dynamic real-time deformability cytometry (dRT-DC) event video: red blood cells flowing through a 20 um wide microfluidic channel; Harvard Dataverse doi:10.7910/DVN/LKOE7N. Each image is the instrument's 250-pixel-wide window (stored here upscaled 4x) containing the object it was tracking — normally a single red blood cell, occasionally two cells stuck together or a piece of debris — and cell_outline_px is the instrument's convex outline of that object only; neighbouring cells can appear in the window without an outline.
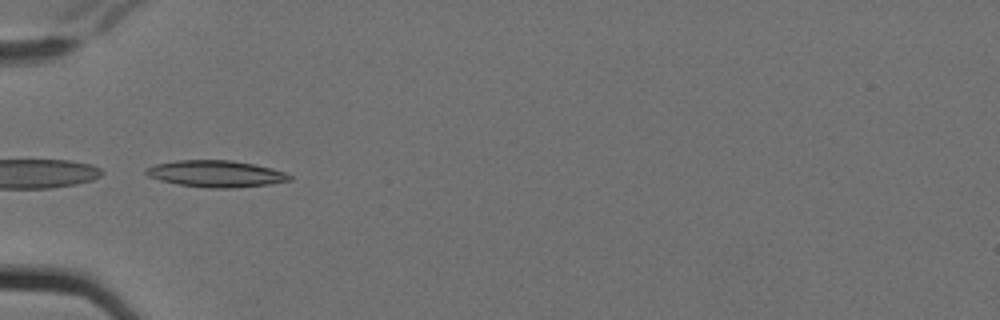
{"species": "Egyptian fruit bat (a non-hibernating species)", "species_latin": "Rousettus aegyptiacus", "temperature_condition": "cold", "stored_images_in_passage": 6, "camera_frame_rate_fps": 3000, "um_per_image_px": 0.085, "animal": {"sex": "female"}, "frame": {"image": 1, "passage_image": 4, "time_ms": 1.0, "image_size_px": [1000, 320], "cell_outline_px": [[292, 180], [268, 184], [228, 188], [208, 188], [180, 184], [160, 180], [148, 176], [144, 172], [144, 168], [156, 164], [176, 160], [232, 160], [272, 168], [284, 172], [292, 176]], "centroid_in_image_um": [18.33, 14.76], "position_along_channel_um": 66.7, "area_um2": 22.14}}
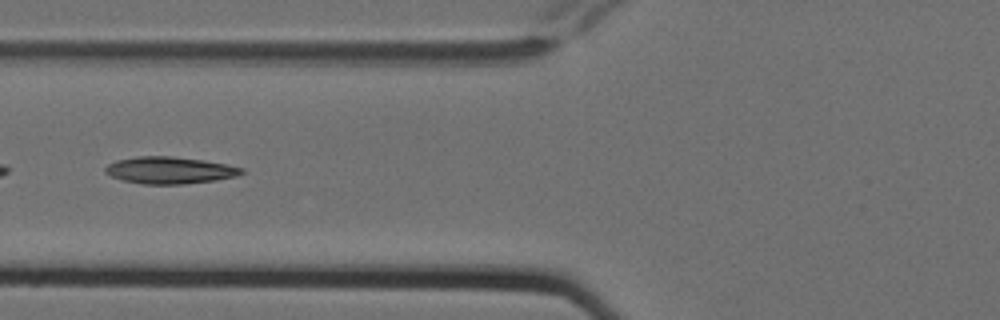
{"frame": {"image": 2, "passage_image": 5, "time_ms": 1.333, "image_size_px": [1000, 320], "cell_outline_px": [[244, 172], [236, 176], [216, 180], [184, 184], [144, 184], [124, 180], [112, 176], [104, 172], [104, 168], [108, 164], [116, 160], [136, 156], [172, 156], [204, 160], [228, 164], [244, 168]], "centroid_in_image_um": [14.44, 14.46], "position_along_channel_um": 111.4, "area_um2": 21.44}}
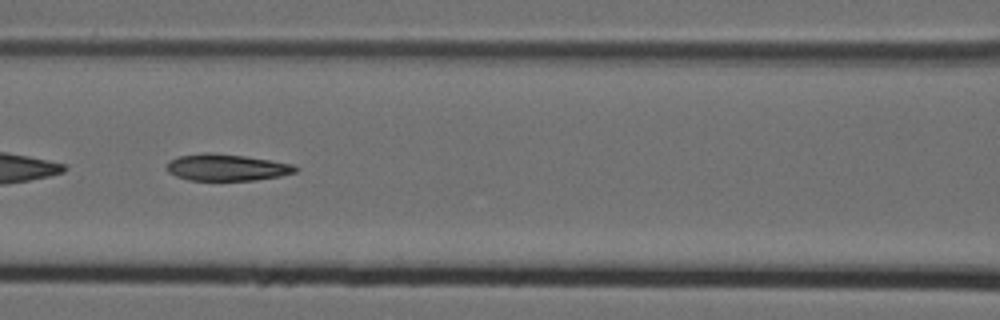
{"frame": {"image": 3, "passage_image": 6, "time_ms": 1.667, "image_size_px": [1000, 320], "cell_outline_px": [[300, 168], [296, 172], [280, 176], [256, 180], [188, 180], [176, 176], [168, 172], [164, 168], [168, 160], [180, 156], [204, 152], [212, 152], [244, 156], [292, 164]], "centroid_in_image_um": [19.22, 14.23], "position_along_channel_um": 147.4, "area_um2": 20.11}}